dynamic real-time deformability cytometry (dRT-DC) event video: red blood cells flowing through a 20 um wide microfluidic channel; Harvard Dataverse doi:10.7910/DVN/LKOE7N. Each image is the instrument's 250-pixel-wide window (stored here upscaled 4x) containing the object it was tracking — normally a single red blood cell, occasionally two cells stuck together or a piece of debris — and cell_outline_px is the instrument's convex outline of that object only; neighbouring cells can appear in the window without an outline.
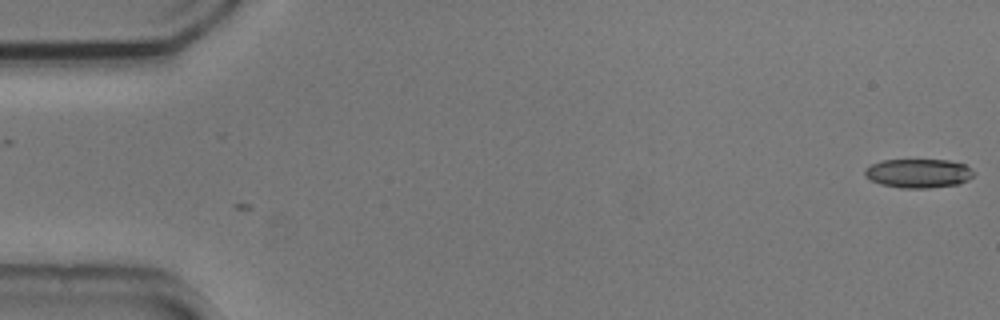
{"species": "common noctule bat (a hibernating species)", "species_latin": "Nyctalus noctula", "temperature_condition": "cold", "stored_images_in_passage": 5, "camera_frame_rate_fps": 3000, "um_per_image_px": 0.085, "animal": {"sex": "male", "body_mass_g": 20.5, "forearm_length_mm": 52.5}, "frame": {"image": 1, "passage_image": 5, "time_ms": 1.333, "image_size_px": [1000, 320], "cell_outline_px": [[972, 176], [968, 180], [960, 184], [928, 188], [900, 188], [880, 184], [864, 176], [864, 168], [872, 164], [884, 160], [948, 160], [964, 164], [972, 172]], "centroid_in_image_um": [78.03, 14.74], "position_along_channel_um": 7.0, "area_um2": 18.32}}